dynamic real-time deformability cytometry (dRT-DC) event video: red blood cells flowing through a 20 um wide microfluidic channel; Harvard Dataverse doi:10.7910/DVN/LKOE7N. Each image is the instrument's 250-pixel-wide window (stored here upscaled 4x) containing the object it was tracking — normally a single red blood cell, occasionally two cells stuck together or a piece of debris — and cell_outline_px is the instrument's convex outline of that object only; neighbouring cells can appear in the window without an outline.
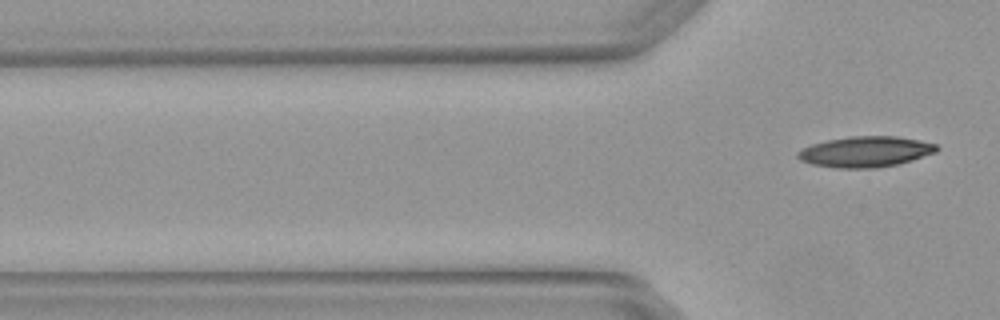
{"species": "Egyptian fruit bat (a non-hibernating species)", "species_latin": "Rousettus aegyptiacus", "temperature_condition": "warm", "stored_images_in_passage": 2, "camera_frame_rate_fps": 3000, "um_per_image_px": 0.085, "animal": {"sex": "female"}, "frame": {"image": 1, "passage_image": 2, "time_ms": 0.333, "image_size_px": [1000, 320], "cell_outline_px": [[940, 148], [936, 152], [900, 164], [876, 168], [836, 168], [812, 164], [800, 160], [796, 156], [796, 152], [812, 144], [828, 140], [848, 136], [896, 136], [920, 140], [936, 144]], "centroid_in_image_um": [73.58, 12.9], "position_along_channel_um": 52.2, "area_um2": 24.97}}